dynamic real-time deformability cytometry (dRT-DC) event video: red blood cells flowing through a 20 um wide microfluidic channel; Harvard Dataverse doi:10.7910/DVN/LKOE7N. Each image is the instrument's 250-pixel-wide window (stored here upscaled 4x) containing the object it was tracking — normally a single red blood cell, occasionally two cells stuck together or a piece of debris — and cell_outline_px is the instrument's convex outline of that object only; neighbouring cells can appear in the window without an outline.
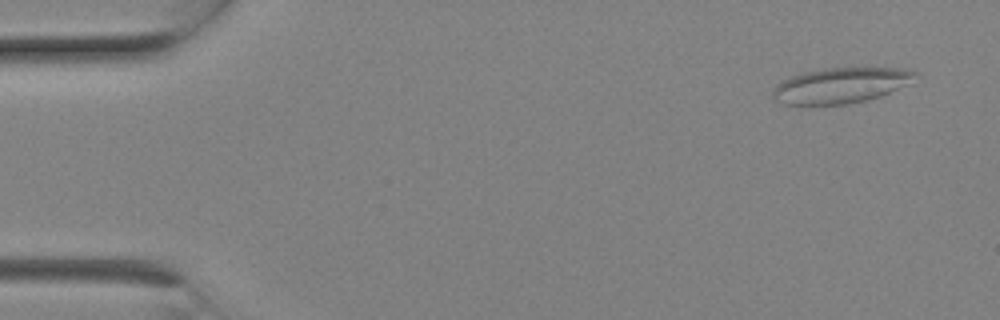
{"species": "Egyptian fruit bat (a non-hibernating species)", "species_latin": "Rousettus aegyptiacus", "temperature_condition": "room temperature", "stored_images_in_passage": 7, "camera_frame_rate_fps": 3000, "um_per_image_px": 0.085, "animal": {"sex": "female"}, "frame": {"image": 1, "passage_image": 2, "time_ms": 0.333, "image_size_px": [1000, 320], "cell_outline_px": [[916, 72], [912, 84], [880, 96], [868, 100], [848, 104], [784, 104], [772, 100], [772, 92], [776, 84], [800, 72], [824, 68], [904, 68]], "centroid_in_image_um": [71.47, 7.26], "position_along_channel_um": 13.5, "area_um2": 29.65}}